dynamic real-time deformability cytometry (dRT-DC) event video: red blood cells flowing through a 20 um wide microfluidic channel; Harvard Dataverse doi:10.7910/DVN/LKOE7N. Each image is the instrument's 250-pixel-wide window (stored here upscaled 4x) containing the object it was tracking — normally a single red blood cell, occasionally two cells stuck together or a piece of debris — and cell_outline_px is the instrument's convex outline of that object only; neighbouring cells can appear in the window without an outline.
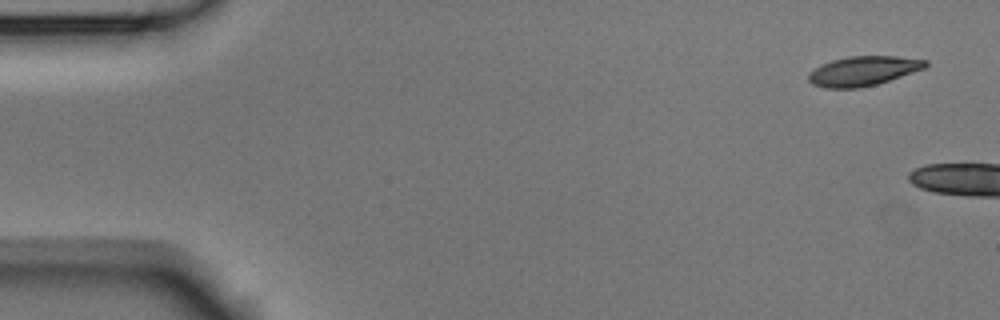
{"species": "Egyptian fruit bat (a non-hibernating species)", "species_latin": "Rousettus aegyptiacus", "temperature_condition": "room temperature", "stored_images_in_passage": 2, "camera_frame_rate_fps": 3000, "um_per_image_px": 0.085, "animal": {"sex": "male"}, "frame": {"image": 1, "passage_image": 1, "time_ms": 0.0, "image_size_px": [1000, 320], "cell_outline_px": [[928, 64], [924, 68], [876, 84], [860, 88], [824, 88], [812, 84], [808, 80], [808, 72], [812, 68], [820, 64], [832, 60], [848, 56], [896, 56], [928, 60]], "centroid_in_image_um": [73.3, 6.03], "position_along_channel_um": 11.7, "area_um2": 20.17}}